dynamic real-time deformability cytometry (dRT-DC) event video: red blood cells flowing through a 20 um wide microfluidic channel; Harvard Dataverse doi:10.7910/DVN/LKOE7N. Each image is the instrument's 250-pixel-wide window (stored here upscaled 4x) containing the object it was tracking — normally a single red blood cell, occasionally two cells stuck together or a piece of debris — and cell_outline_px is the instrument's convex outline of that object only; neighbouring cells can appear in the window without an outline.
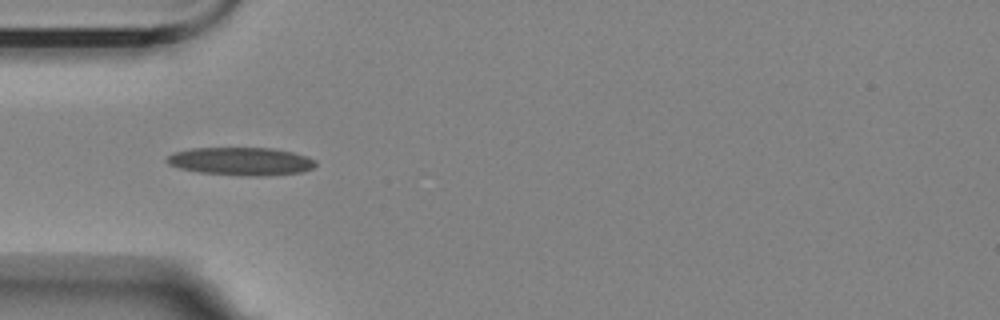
{"species": "Egyptian fruit bat (a non-hibernating species)", "species_latin": "Rousettus aegyptiacus", "temperature_condition": "room temperature", "stored_images_in_passage": 41, "camera_frame_rate_fps": 3000, "um_per_image_px": 0.085, "animal": {"sex": "female"}, "frame": {"image": 1, "passage_image": 1, "time_ms": 0.0, "image_size_px": [1000, 320], "cell_outline_px": [[316, 164], [312, 168], [304, 172], [264, 176], [240, 176], [200, 172], [180, 168], [168, 164], [164, 160], [172, 152], [192, 148], [272, 148], [292, 152], [308, 156], [316, 160]], "centroid_in_image_um": [20.49, 13.71], "position_along_channel_um": 64.5, "area_um2": 24.51}}
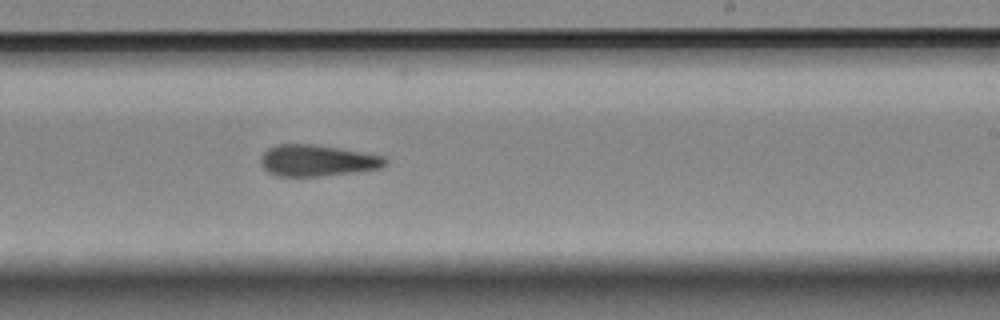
{"frame": {"image": 2, "passage_image": 18, "time_ms": 5.667, "image_size_px": [1000, 320], "cell_outline_px": [[388, 164], [380, 168], [352, 172], [320, 176], [276, 176], [268, 172], [260, 164], [260, 156], [268, 148], [276, 144], [316, 144], [340, 148], [384, 156], [388, 160]], "centroid_in_image_um": [26.94, 13.64], "position_along_channel_um": 262.1, "area_um2": 22.89}}
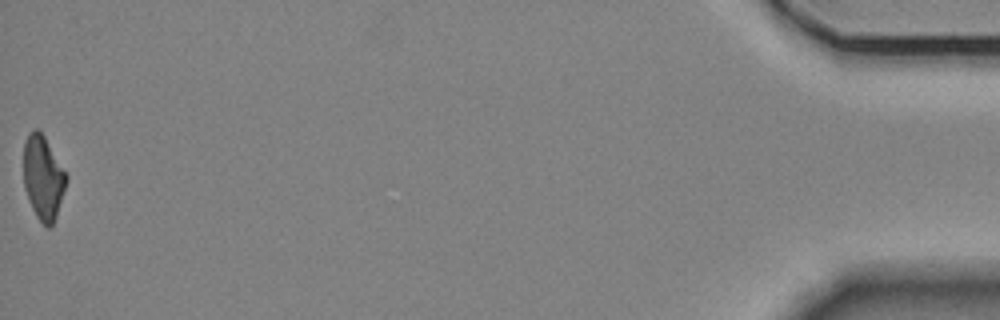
{"frame": {"image": 3, "passage_image": 41, "time_ms": 13.333, "image_size_px": [1000, 320], "cell_outline_px": [[68, 180], [56, 216], [52, 224], [48, 228], [36, 216], [32, 208], [24, 188], [24, 140], [28, 132], [32, 128], [36, 128], [44, 136], [68, 176]], "centroid_in_image_um": [3.66, 15.07], "position_along_channel_um": 431.5, "area_um2": 20.81}, "authors_computed_cell_mechanics": {"area_um2": 22.5998, "velocity_mm_per_s": 3.4823, "shape_relaxation_time_tau1_ms": null, "shape_relaxation_time_tau2_ms": 4.4263, "deformation_change_tau1": null, "deformation_change_tau2": 0.1483}}